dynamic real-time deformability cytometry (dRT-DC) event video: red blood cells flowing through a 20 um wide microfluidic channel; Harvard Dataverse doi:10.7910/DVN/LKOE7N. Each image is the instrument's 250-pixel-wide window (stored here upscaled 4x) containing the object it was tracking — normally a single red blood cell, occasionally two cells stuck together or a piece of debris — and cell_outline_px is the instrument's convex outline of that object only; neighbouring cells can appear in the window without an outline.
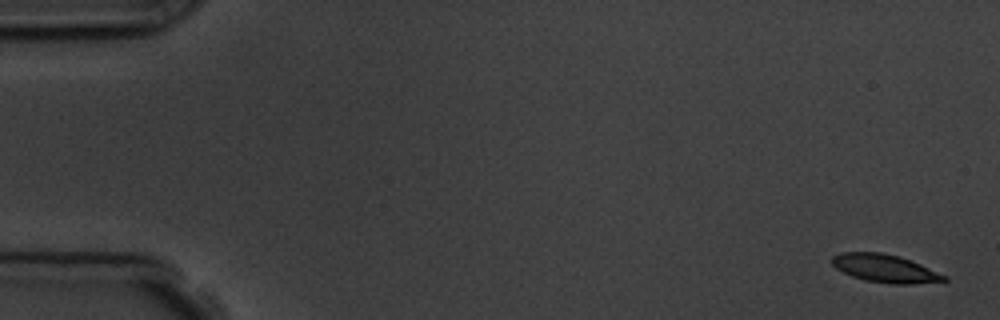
{"species": "common noctule bat (a hibernating species)", "species_latin": "Nyctalus noctula", "temperature_condition": "room temperature", "stored_images_in_passage": 5, "camera_frame_rate_fps": 3000, "um_per_image_px": 0.085, "animal": {"sex": "male", "body_mass_g": 19.5, "forearm_length_mm": 54.6}, "frame": {"image": 1, "passage_image": 1, "time_ms": 0.0, "image_size_px": [1000, 320], "cell_outline_px": [[948, 280], [912, 284], [892, 284], [864, 280], [852, 276], [836, 268], [832, 264], [832, 256], [840, 252], [880, 252], [900, 256], [920, 264], [948, 276]], "centroid_in_image_um": [75.22, 22.81], "position_along_channel_um": 9.8, "area_um2": 18.26}}
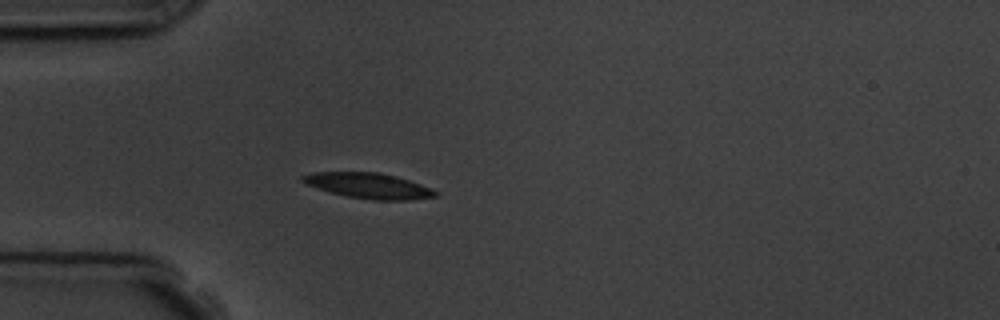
{"frame": {"image": 2, "passage_image": 5, "time_ms": 4.667, "image_size_px": [1000, 320], "cell_outline_px": [[440, 196], [408, 200], [372, 200], [348, 196], [332, 192], [308, 184], [300, 180], [300, 176], [312, 172], [380, 172], [396, 176], [432, 188], [440, 192]], "centroid_in_image_um": [31.4, 15.78], "position_along_channel_um": 53.6, "area_um2": 19.65}}